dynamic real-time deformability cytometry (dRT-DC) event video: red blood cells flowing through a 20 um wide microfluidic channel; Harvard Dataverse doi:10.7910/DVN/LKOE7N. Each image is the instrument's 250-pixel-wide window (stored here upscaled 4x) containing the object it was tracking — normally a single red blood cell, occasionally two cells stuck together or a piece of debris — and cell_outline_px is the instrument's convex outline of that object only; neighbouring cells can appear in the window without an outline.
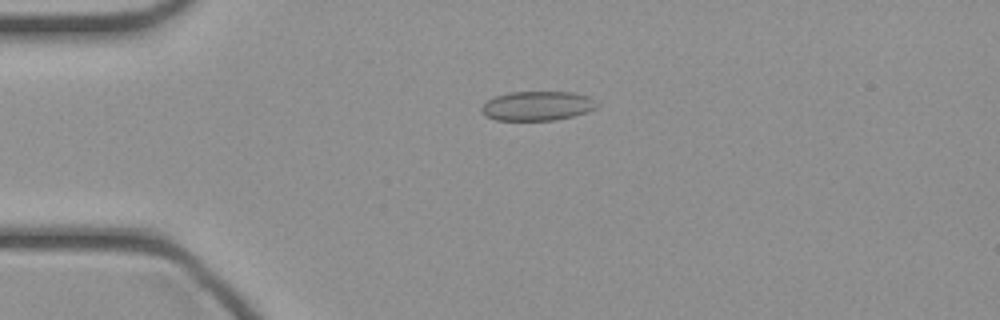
{"species": "common noctule bat (a hibernating species)", "species_latin": "Nyctalus noctula", "temperature_condition": "cold", "stored_images_in_passage": 36, "camera_frame_rate_fps": 3000, "um_per_image_px": 0.085, "animal": {"sex": "female", "body_mass_g": 21.9}, "frame": {"image": 1, "passage_image": 1, "time_ms": 0.0, "image_size_px": [1000, 320], "cell_outline_px": [[600, 104], [596, 108], [588, 112], [556, 120], [496, 120], [484, 116], [480, 112], [480, 108], [488, 100], [496, 96], [508, 92], [572, 92], [588, 96]], "centroid_in_image_um": [45.67, 9.0], "position_along_channel_um": 39.3, "area_um2": 19.88}}
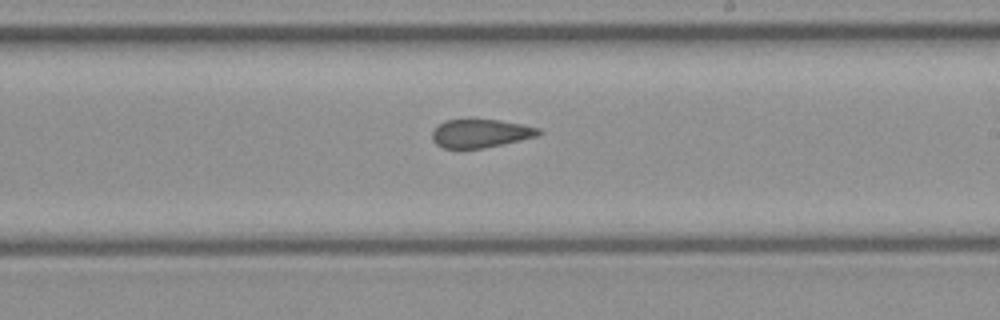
{"frame": {"image": 2, "passage_image": 17, "time_ms": 5.333, "image_size_px": [1000, 320], "cell_outline_px": [[544, 132], [536, 136], [520, 140], [484, 148], [444, 148], [436, 144], [432, 140], [432, 132], [444, 120], [500, 120], [524, 124], [540, 128]], "centroid_in_image_um": [40.88, 11.33], "position_along_channel_um": 248.1, "area_um2": 17.51}}
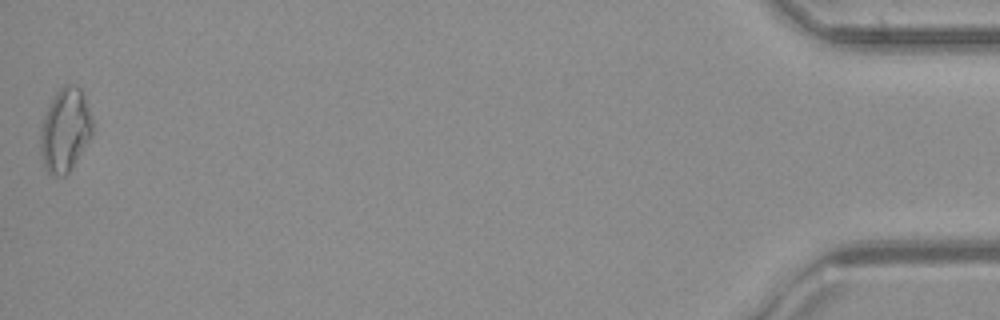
{"frame": {"image": 3, "passage_image": 36, "time_ms": 11.667, "image_size_px": [1000, 320], "cell_outline_px": [[92, 136], [68, 172], [64, 176], [56, 176], [48, 172], [44, 168], [40, 152], [40, 128], [44, 116], [52, 96], [64, 84], [72, 84], [80, 88], [84, 96], [92, 116]], "centroid_in_image_um": [5.52, 11.04], "position_along_channel_um": 429.7, "area_um2": 25.43}}